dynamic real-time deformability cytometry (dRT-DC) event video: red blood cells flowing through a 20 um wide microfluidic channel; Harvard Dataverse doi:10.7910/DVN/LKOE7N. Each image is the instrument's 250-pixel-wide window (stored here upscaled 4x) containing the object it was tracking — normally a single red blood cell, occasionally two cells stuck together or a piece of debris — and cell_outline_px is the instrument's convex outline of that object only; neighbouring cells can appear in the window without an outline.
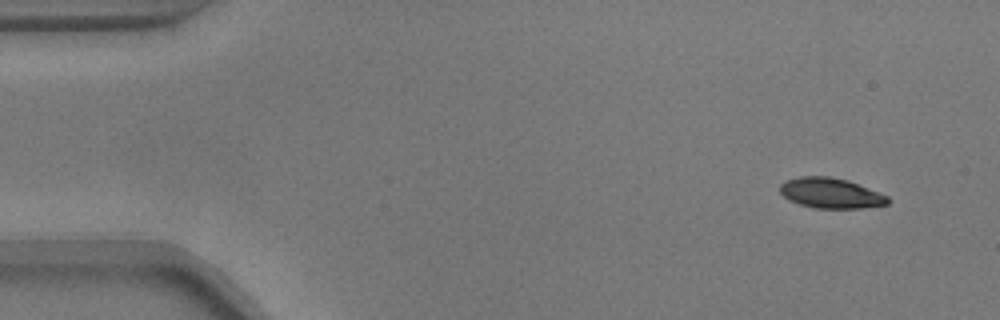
{"species": "common noctule bat (a hibernating species)", "species_latin": "Nyctalus noctula", "temperature_condition": "warm", "stored_images_in_passage": 16, "camera_frame_rate_fps": 3000, "um_per_image_px": 0.085, "animal": {"sex": "male", "body_mass_g": 17.9}, "frame": {"image": 1, "passage_image": 1, "time_ms": 0.0, "image_size_px": [1000, 320], "cell_outline_px": [[892, 200], [888, 204], [860, 208], [816, 208], [800, 204], [788, 200], [780, 192], [780, 184], [788, 180], [800, 176], [828, 176], [848, 180], [888, 196]], "centroid_in_image_um": [70.62, 16.41], "position_along_channel_um": 14.4, "area_um2": 18.96}}
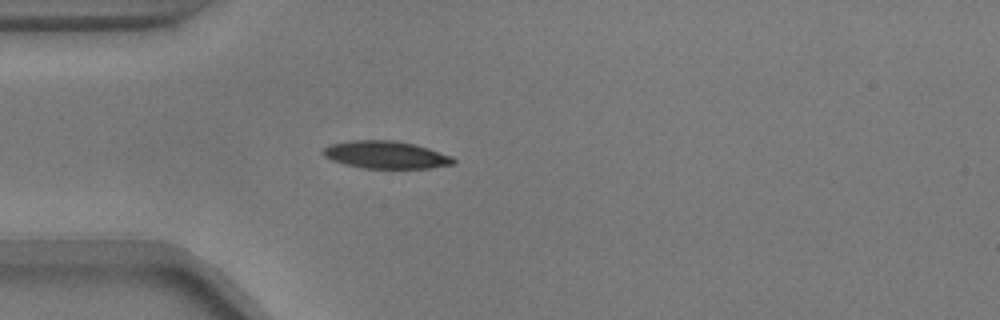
{"frame": {"image": 2, "passage_image": 12, "time_ms": 3.667, "image_size_px": [1000, 320], "cell_outline_px": [[456, 160], [452, 164], [428, 168], [364, 168], [344, 164], [332, 160], [324, 156], [320, 152], [328, 144], [348, 140], [392, 140], [412, 144], [428, 148], [452, 156]], "centroid_in_image_um": [32.74, 13.15], "position_along_channel_um": 52.3, "area_um2": 20.87}}